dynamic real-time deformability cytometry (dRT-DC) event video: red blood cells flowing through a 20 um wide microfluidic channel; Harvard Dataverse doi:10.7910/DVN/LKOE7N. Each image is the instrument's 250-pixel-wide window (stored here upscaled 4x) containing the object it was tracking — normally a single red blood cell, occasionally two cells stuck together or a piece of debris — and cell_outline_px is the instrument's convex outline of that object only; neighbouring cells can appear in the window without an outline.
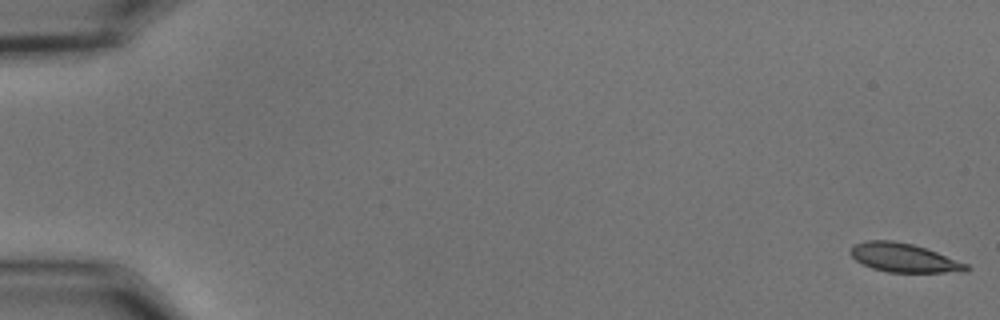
{"species": "common noctule bat (a hibernating species)", "species_latin": "Nyctalus noctula", "temperature_condition": "cold", "stored_images_in_passage": 56, "camera_frame_rate_fps": 3000, "um_per_image_px": 0.085, "animal": {"sex": "male", "body_mass_g": 15.6}, "frame": {"image": 1, "passage_image": 1, "time_ms": 0.0, "image_size_px": [1000, 320], "cell_outline_px": [[972, 268], [968, 272], [888, 272], [872, 268], [856, 260], [848, 252], [856, 244], [868, 240], [892, 240], [912, 244], [936, 252], [968, 264]], "centroid_in_image_um": [76.86, 21.92], "position_along_channel_um": 8.1, "area_um2": 19.31}}
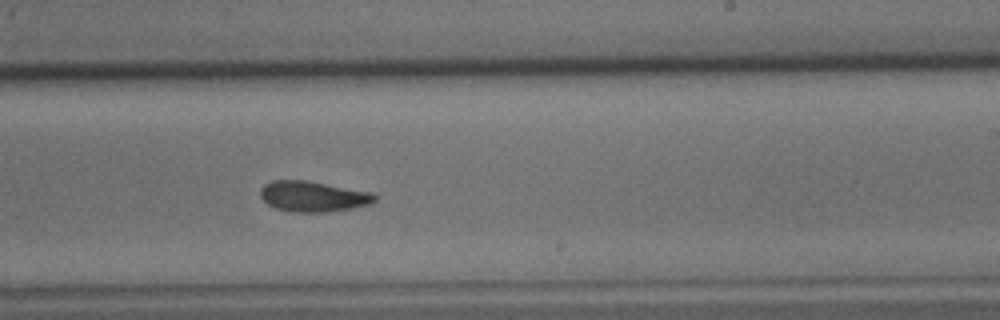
{"frame": {"image": 2, "passage_image": 35, "time_ms": 11.333, "image_size_px": [1000, 320], "cell_outline_px": [[376, 200], [372, 204], [352, 208], [328, 212], [292, 212], [276, 208], [268, 204], [260, 196], [260, 188], [264, 184], [272, 180], [304, 180], [372, 192], [376, 196]], "centroid_in_image_um": [26.61, 16.7], "position_along_channel_um": 262.4, "area_um2": 20.4}}
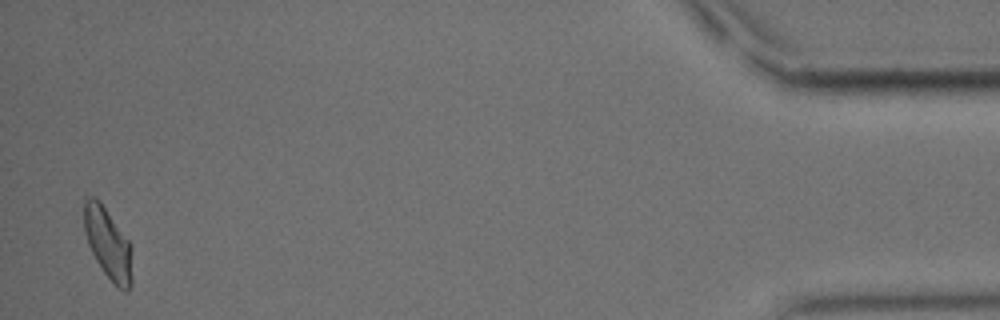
{"frame": {"image": 3, "passage_image": 55, "time_ms": 18.0, "image_size_px": [1000, 320], "cell_outline_px": [[132, 284], [128, 292], [124, 292], [104, 272], [96, 260], [88, 244], [84, 232], [84, 200], [88, 196], [96, 196], [100, 200], [132, 244]], "centroid_in_image_um": [9.2, 20.67], "position_along_channel_um": 426.0, "area_um2": 20.23}, "authors_computed_cell_mechanics": {"area_um2": 20.1433, "velocity_mm_per_s": 3.6288, "shape_relaxation_time_tau1_ms": 7.7408, "shape_relaxation_time_tau2_ms": 5.4335, "deformation_change_tau1": 0.1867, "deformation_change_tau2": 0.1086}}